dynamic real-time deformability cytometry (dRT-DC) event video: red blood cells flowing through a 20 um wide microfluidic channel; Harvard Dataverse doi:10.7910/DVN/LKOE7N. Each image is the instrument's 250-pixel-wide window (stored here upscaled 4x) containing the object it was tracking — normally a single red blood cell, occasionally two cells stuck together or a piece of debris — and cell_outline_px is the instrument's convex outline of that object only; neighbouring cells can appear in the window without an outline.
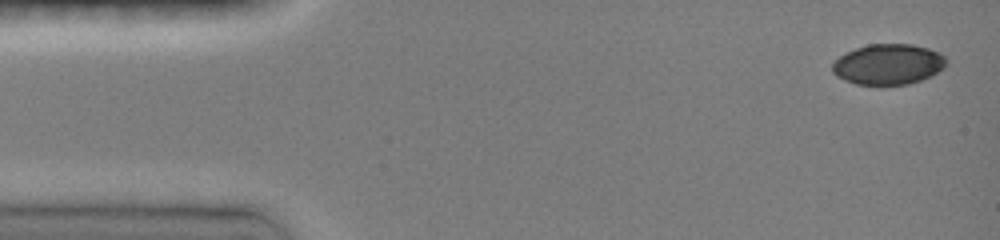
{"species": "common noctule bat (a hibernating species)", "species_latin": "Nyctalus noctula", "temperature_condition": "room temperature", "stored_images_in_passage": 36, "camera_frame_rate_fps": 3000, "um_per_image_px": 0.085, "animal": {"sex": "female", "body_mass_g": 19.0, "forearm_length_mm": 51.5}, "frame": {"image": 1, "passage_image": 1, "time_ms": 0.0, "image_size_px": [1000, 240], "cell_outline_px": [[948, 64], [944, 68], [920, 80], [908, 84], [880, 88], [876, 88], [856, 84], [844, 80], [836, 76], [832, 72], [832, 64], [840, 56], [856, 48], [868, 44], [912, 44], [928, 48], [940, 52], [948, 60]], "centroid_in_image_um": [75.5, 5.51], "position_along_channel_um": 9.5, "area_um2": 27.63}}
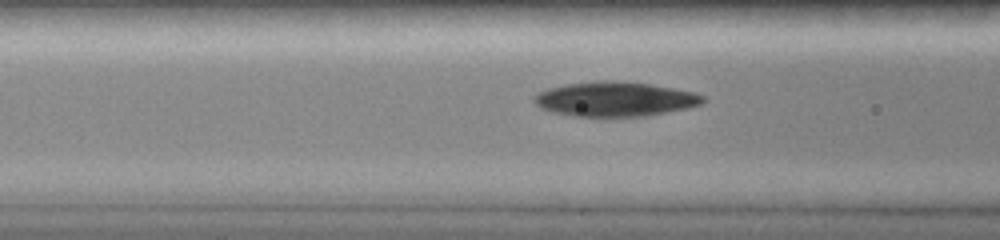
{"frame": {"image": 2, "passage_image": 18, "time_ms": 5.333, "image_size_px": [1000, 240], "cell_outline_px": [[704, 104], [688, 108], [648, 116], [572, 116], [552, 112], [540, 108], [532, 100], [532, 96], [536, 92], [548, 88], [568, 84], [596, 80], [612, 80], [652, 84], [692, 92], [704, 96]], "centroid_in_image_um": [52.24, 8.42], "position_along_channel_um": 114.4, "area_um2": 34.28}}
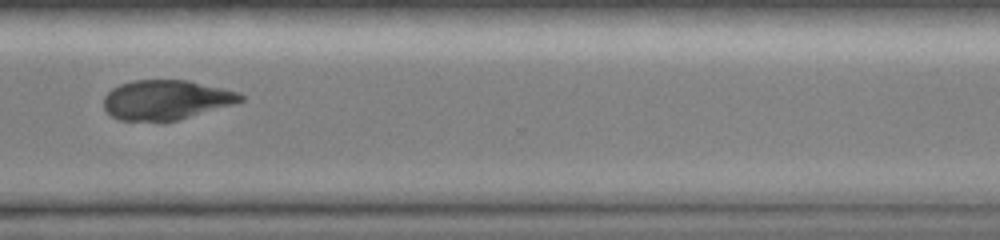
{"frame": {"image": 3, "passage_image": 35, "time_ms": 11.333, "image_size_px": [1000, 240], "cell_outline_px": [[244, 100], [232, 104], [176, 120], [120, 120], [112, 116], [104, 108], [104, 96], [112, 88], [120, 84], [132, 80], [188, 80], [240, 92], [244, 96]], "centroid_in_image_um": [14.1, 8.46], "position_along_channel_um": 356.5, "area_um2": 31.21}}